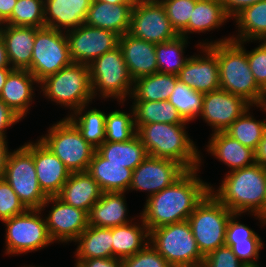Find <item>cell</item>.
Masks as SVG:
<instances>
[{
	"label": "cell",
	"instance_id": "obj_1",
	"mask_svg": "<svg viewBox=\"0 0 266 267\" xmlns=\"http://www.w3.org/2000/svg\"><path fill=\"white\" fill-rule=\"evenodd\" d=\"M199 169L187 170L172 185L146 199L140 216L149 232L163 225L186 221L210 192L212 185L198 177Z\"/></svg>",
	"mask_w": 266,
	"mask_h": 267
},
{
	"label": "cell",
	"instance_id": "obj_2",
	"mask_svg": "<svg viewBox=\"0 0 266 267\" xmlns=\"http://www.w3.org/2000/svg\"><path fill=\"white\" fill-rule=\"evenodd\" d=\"M221 186L210 192L232 213L250 212L263 225L266 198V168L258 163L225 174Z\"/></svg>",
	"mask_w": 266,
	"mask_h": 267
},
{
	"label": "cell",
	"instance_id": "obj_3",
	"mask_svg": "<svg viewBox=\"0 0 266 267\" xmlns=\"http://www.w3.org/2000/svg\"><path fill=\"white\" fill-rule=\"evenodd\" d=\"M244 43L224 37L197 45L208 46L217 55L220 89L243 97L252 106H260L264 91L257 85L250 70Z\"/></svg>",
	"mask_w": 266,
	"mask_h": 267
},
{
	"label": "cell",
	"instance_id": "obj_4",
	"mask_svg": "<svg viewBox=\"0 0 266 267\" xmlns=\"http://www.w3.org/2000/svg\"><path fill=\"white\" fill-rule=\"evenodd\" d=\"M186 124L151 123L137 128L149 156L170 159L180 163L186 170L200 167L202 158L193 140L187 135Z\"/></svg>",
	"mask_w": 266,
	"mask_h": 267
},
{
	"label": "cell",
	"instance_id": "obj_5",
	"mask_svg": "<svg viewBox=\"0 0 266 267\" xmlns=\"http://www.w3.org/2000/svg\"><path fill=\"white\" fill-rule=\"evenodd\" d=\"M40 92L52 102L75 111L91 103L93 98L89 66L72 62L57 73L42 80Z\"/></svg>",
	"mask_w": 266,
	"mask_h": 267
},
{
	"label": "cell",
	"instance_id": "obj_6",
	"mask_svg": "<svg viewBox=\"0 0 266 267\" xmlns=\"http://www.w3.org/2000/svg\"><path fill=\"white\" fill-rule=\"evenodd\" d=\"M89 66L93 98L118 99L124 103L132 95L134 80L131 78L121 49L116 47L96 58Z\"/></svg>",
	"mask_w": 266,
	"mask_h": 267
},
{
	"label": "cell",
	"instance_id": "obj_7",
	"mask_svg": "<svg viewBox=\"0 0 266 267\" xmlns=\"http://www.w3.org/2000/svg\"><path fill=\"white\" fill-rule=\"evenodd\" d=\"M149 242L172 267H195L203 263L204 256L187 220L151 230Z\"/></svg>",
	"mask_w": 266,
	"mask_h": 267
},
{
	"label": "cell",
	"instance_id": "obj_8",
	"mask_svg": "<svg viewBox=\"0 0 266 267\" xmlns=\"http://www.w3.org/2000/svg\"><path fill=\"white\" fill-rule=\"evenodd\" d=\"M232 214L209 192L187 219L198 249L204 257L225 245L226 227Z\"/></svg>",
	"mask_w": 266,
	"mask_h": 267
},
{
	"label": "cell",
	"instance_id": "obj_9",
	"mask_svg": "<svg viewBox=\"0 0 266 267\" xmlns=\"http://www.w3.org/2000/svg\"><path fill=\"white\" fill-rule=\"evenodd\" d=\"M39 139L71 173L87 172L89 163L95 152L80 134L78 129L63 118L47 130Z\"/></svg>",
	"mask_w": 266,
	"mask_h": 267
},
{
	"label": "cell",
	"instance_id": "obj_10",
	"mask_svg": "<svg viewBox=\"0 0 266 267\" xmlns=\"http://www.w3.org/2000/svg\"><path fill=\"white\" fill-rule=\"evenodd\" d=\"M4 179L27 209H40L48 198L41 190L33 159V142L10 152Z\"/></svg>",
	"mask_w": 266,
	"mask_h": 267
},
{
	"label": "cell",
	"instance_id": "obj_11",
	"mask_svg": "<svg viewBox=\"0 0 266 267\" xmlns=\"http://www.w3.org/2000/svg\"><path fill=\"white\" fill-rule=\"evenodd\" d=\"M2 222L6 226L5 253L8 255L27 254L54 243L45 219L41 218V209H27Z\"/></svg>",
	"mask_w": 266,
	"mask_h": 267
},
{
	"label": "cell",
	"instance_id": "obj_12",
	"mask_svg": "<svg viewBox=\"0 0 266 267\" xmlns=\"http://www.w3.org/2000/svg\"><path fill=\"white\" fill-rule=\"evenodd\" d=\"M71 63L65 32L46 26L38 28L34 39L31 67L28 70L37 81L40 83Z\"/></svg>",
	"mask_w": 266,
	"mask_h": 267
},
{
	"label": "cell",
	"instance_id": "obj_13",
	"mask_svg": "<svg viewBox=\"0 0 266 267\" xmlns=\"http://www.w3.org/2000/svg\"><path fill=\"white\" fill-rule=\"evenodd\" d=\"M128 34L154 44L168 42L179 36L158 0L139 1L133 7Z\"/></svg>",
	"mask_w": 266,
	"mask_h": 267
},
{
	"label": "cell",
	"instance_id": "obj_14",
	"mask_svg": "<svg viewBox=\"0 0 266 267\" xmlns=\"http://www.w3.org/2000/svg\"><path fill=\"white\" fill-rule=\"evenodd\" d=\"M72 62L89 65L118 47L119 35L110 30L83 24L65 32Z\"/></svg>",
	"mask_w": 266,
	"mask_h": 267
},
{
	"label": "cell",
	"instance_id": "obj_15",
	"mask_svg": "<svg viewBox=\"0 0 266 267\" xmlns=\"http://www.w3.org/2000/svg\"><path fill=\"white\" fill-rule=\"evenodd\" d=\"M186 171L176 161L148 156L133 170L132 182L128 191H147L149 198L172 185Z\"/></svg>",
	"mask_w": 266,
	"mask_h": 267
},
{
	"label": "cell",
	"instance_id": "obj_16",
	"mask_svg": "<svg viewBox=\"0 0 266 267\" xmlns=\"http://www.w3.org/2000/svg\"><path fill=\"white\" fill-rule=\"evenodd\" d=\"M49 203L53 206L45 221L54 242H72L88 227V214L85 211L64 203L57 196L48 197L41 206V211Z\"/></svg>",
	"mask_w": 266,
	"mask_h": 267
},
{
	"label": "cell",
	"instance_id": "obj_17",
	"mask_svg": "<svg viewBox=\"0 0 266 267\" xmlns=\"http://www.w3.org/2000/svg\"><path fill=\"white\" fill-rule=\"evenodd\" d=\"M252 105L243 97L218 89L204 94L201 118L213 128V133L225 131Z\"/></svg>",
	"mask_w": 266,
	"mask_h": 267
},
{
	"label": "cell",
	"instance_id": "obj_18",
	"mask_svg": "<svg viewBox=\"0 0 266 267\" xmlns=\"http://www.w3.org/2000/svg\"><path fill=\"white\" fill-rule=\"evenodd\" d=\"M202 48L203 56L188 57L177 74L178 80L203 94L220 89L217 55L208 46Z\"/></svg>",
	"mask_w": 266,
	"mask_h": 267
},
{
	"label": "cell",
	"instance_id": "obj_19",
	"mask_svg": "<svg viewBox=\"0 0 266 267\" xmlns=\"http://www.w3.org/2000/svg\"><path fill=\"white\" fill-rule=\"evenodd\" d=\"M33 159L41 190L47 197L57 196L71 172L40 140L33 142Z\"/></svg>",
	"mask_w": 266,
	"mask_h": 267
},
{
	"label": "cell",
	"instance_id": "obj_20",
	"mask_svg": "<svg viewBox=\"0 0 266 267\" xmlns=\"http://www.w3.org/2000/svg\"><path fill=\"white\" fill-rule=\"evenodd\" d=\"M118 47L121 49L130 76L134 81L158 72L156 44L125 33L119 37Z\"/></svg>",
	"mask_w": 266,
	"mask_h": 267
},
{
	"label": "cell",
	"instance_id": "obj_21",
	"mask_svg": "<svg viewBox=\"0 0 266 267\" xmlns=\"http://www.w3.org/2000/svg\"><path fill=\"white\" fill-rule=\"evenodd\" d=\"M91 3L92 0H44L45 26L63 32L73 30L84 24Z\"/></svg>",
	"mask_w": 266,
	"mask_h": 267
},
{
	"label": "cell",
	"instance_id": "obj_22",
	"mask_svg": "<svg viewBox=\"0 0 266 267\" xmlns=\"http://www.w3.org/2000/svg\"><path fill=\"white\" fill-rule=\"evenodd\" d=\"M37 29L36 27L3 24L0 36L6 45L7 56L12 69H30Z\"/></svg>",
	"mask_w": 266,
	"mask_h": 267
},
{
	"label": "cell",
	"instance_id": "obj_23",
	"mask_svg": "<svg viewBox=\"0 0 266 267\" xmlns=\"http://www.w3.org/2000/svg\"><path fill=\"white\" fill-rule=\"evenodd\" d=\"M33 83L39 84L28 70L13 69L0 94V100L21 119L27 116L35 95Z\"/></svg>",
	"mask_w": 266,
	"mask_h": 267
},
{
	"label": "cell",
	"instance_id": "obj_24",
	"mask_svg": "<svg viewBox=\"0 0 266 267\" xmlns=\"http://www.w3.org/2000/svg\"><path fill=\"white\" fill-rule=\"evenodd\" d=\"M133 7L92 0L84 24L110 30L119 36L128 33Z\"/></svg>",
	"mask_w": 266,
	"mask_h": 267
},
{
	"label": "cell",
	"instance_id": "obj_25",
	"mask_svg": "<svg viewBox=\"0 0 266 267\" xmlns=\"http://www.w3.org/2000/svg\"><path fill=\"white\" fill-rule=\"evenodd\" d=\"M207 146L208 153L230 167V171L242 169L255 163V152L249 147L243 146L225 131L211 134Z\"/></svg>",
	"mask_w": 266,
	"mask_h": 267
},
{
	"label": "cell",
	"instance_id": "obj_26",
	"mask_svg": "<svg viewBox=\"0 0 266 267\" xmlns=\"http://www.w3.org/2000/svg\"><path fill=\"white\" fill-rule=\"evenodd\" d=\"M102 194L99 184L87 172H78L70 174L57 197L89 214Z\"/></svg>",
	"mask_w": 266,
	"mask_h": 267
},
{
	"label": "cell",
	"instance_id": "obj_27",
	"mask_svg": "<svg viewBox=\"0 0 266 267\" xmlns=\"http://www.w3.org/2000/svg\"><path fill=\"white\" fill-rule=\"evenodd\" d=\"M87 173L99 184L103 193H125L131 185L133 170L122 164L109 163L95 150Z\"/></svg>",
	"mask_w": 266,
	"mask_h": 267
},
{
	"label": "cell",
	"instance_id": "obj_28",
	"mask_svg": "<svg viewBox=\"0 0 266 267\" xmlns=\"http://www.w3.org/2000/svg\"><path fill=\"white\" fill-rule=\"evenodd\" d=\"M124 192H106L92 206L88 214V225L112 228L132 222L128 220ZM127 212V213H126Z\"/></svg>",
	"mask_w": 266,
	"mask_h": 267
},
{
	"label": "cell",
	"instance_id": "obj_29",
	"mask_svg": "<svg viewBox=\"0 0 266 267\" xmlns=\"http://www.w3.org/2000/svg\"><path fill=\"white\" fill-rule=\"evenodd\" d=\"M74 242L78 243L75 266L83 259L113 258L112 228L88 225Z\"/></svg>",
	"mask_w": 266,
	"mask_h": 267
},
{
	"label": "cell",
	"instance_id": "obj_30",
	"mask_svg": "<svg viewBox=\"0 0 266 267\" xmlns=\"http://www.w3.org/2000/svg\"><path fill=\"white\" fill-rule=\"evenodd\" d=\"M139 218L142 222L141 225L130 222L122 226L112 227L113 257L123 259L133 256L149 243L150 232L141 216Z\"/></svg>",
	"mask_w": 266,
	"mask_h": 267
},
{
	"label": "cell",
	"instance_id": "obj_31",
	"mask_svg": "<svg viewBox=\"0 0 266 267\" xmlns=\"http://www.w3.org/2000/svg\"><path fill=\"white\" fill-rule=\"evenodd\" d=\"M229 18L221 0H196L189 24L179 35L188 39L187 34L206 33L221 27Z\"/></svg>",
	"mask_w": 266,
	"mask_h": 267
},
{
	"label": "cell",
	"instance_id": "obj_32",
	"mask_svg": "<svg viewBox=\"0 0 266 267\" xmlns=\"http://www.w3.org/2000/svg\"><path fill=\"white\" fill-rule=\"evenodd\" d=\"M177 81V75L160 72L137 78L130 98L133 101L169 100Z\"/></svg>",
	"mask_w": 266,
	"mask_h": 267
},
{
	"label": "cell",
	"instance_id": "obj_33",
	"mask_svg": "<svg viewBox=\"0 0 266 267\" xmlns=\"http://www.w3.org/2000/svg\"><path fill=\"white\" fill-rule=\"evenodd\" d=\"M96 151L109 163L122 164L131 170L138 167L149 156L137 135L125 142L105 141Z\"/></svg>",
	"mask_w": 266,
	"mask_h": 267
},
{
	"label": "cell",
	"instance_id": "obj_34",
	"mask_svg": "<svg viewBox=\"0 0 266 267\" xmlns=\"http://www.w3.org/2000/svg\"><path fill=\"white\" fill-rule=\"evenodd\" d=\"M87 106L89 105L81 106L66 118L78 129L82 137L97 149L105 142L106 113L96 108L85 111Z\"/></svg>",
	"mask_w": 266,
	"mask_h": 267
},
{
	"label": "cell",
	"instance_id": "obj_35",
	"mask_svg": "<svg viewBox=\"0 0 266 267\" xmlns=\"http://www.w3.org/2000/svg\"><path fill=\"white\" fill-rule=\"evenodd\" d=\"M234 19L238 26V36H231L233 41L266 40V0L244 8Z\"/></svg>",
	"mask_w": 266,
	"mask_h": 267
},
{
	"label": "cell",
	"instance_id": "obj_36",
	"mask_svg": "<svg viewBox=\"0 0 266 267\" xmlns=\"http://www.w3.org/2000/svg\"><path fill=\"white\" fill-rule=\"evenodd\" d=\"M134 122L136 129L151 123L185 124L176 108L168 101H134Z\"/></svg>",
	"mask_w": 266,
	"mask_h": 267
},
{
	"label": "cell",
	"instance_id": "obj_37",
	"mask_svg": "<svg viewBox=\"0 0 266 267\" xmlns=\"http://www.w3.org/2000/svg\"><path fill=\"white\" fill-rule=\"evenodd\" d=\"M187 40L179 35L171 41L156 44L158 72L175 75L179 73L188 60L187 57H183L186 49L184 47L188 44Z\"/></svg>",
	"mask_w": 266,
	"mask_h": 267
},
{
	"label": "cell",
	"instance_id": "obj_38",
	"mask_svg": "<svg viewBox=\"0 0 266 267\" xmlns=\"http://www.w3.org/2000/svg\"><path fill=\"white\" fill-rule=\"evenodd\" d=\"M250 109L251 107L237 118L225 132L243 146L255 151L266 130V119L257 121L253 115H250Z\"/></svg>",
	"mask_w": 266,
	"mask_h": 267
},
{
	"label": "cell",
	"instance_id": "obj_39",
	"mask_svg": "<svg viewBox=\"0 0 266 267\" xmlns=\"http://www.w3.org/2000/svg\"><path fill=\"white\" fill-rule=\"evenodd\" d=\"M204 94L197 92L181 81H177L169 102L176 108L185 121H192L200 116Z\"/></svg>",
	"mask_w": 266,
	"mask_h": 267
},
{
	"label": "cell",
	"instance_id": "obj_40",
	"mask_svg": "<svg viewBox=\"0 0 266 267\" xmlns=\"http://www.w3.org/2000/svg\"><path fill=\"white\" fill-rule=\"evenodd\" d=\"M4 24L36 28L45 27L44 0H17L11 17Z\"/></svg>",
	"mask_w": 266,
	"mask_h": 267
},
{
	"label": "cell",
	"instance_id": "obj_41",
	"mask_svg": "<svg viewBox=\"0 0 266 267\" xmlns=\"http://www.w3.org/2000/svg\"><path fill=\"white\" fill-rule=\"evenodd\" d=\"M130 113L115 110L106 114L105 141L125 142L137 135L133 108Z\"/></svg>",
	"mask_w": 266,
	"mask_h": 267
},
{
	"label": "cell",
	"instance_id": "obj_42",
	"mask_svg": "<svg viewBox=\"0 0 266 267\" xmlns=\"http://www.w3.org/2000/svg\"><path fill=\"white\" fill-rule=\"evenodd\" d=\"M172 27L180 34L189 24L196 0H159Z\"/></svg>",
	"mask_w": 266,
	"mask_h": 267
},
{
	"label": "cell",
	"instance_id": "obj_43",
	"mask_svg": "<svg viewBox=\"0 0 266 267\" xmlns=\"http://www.w3.org/2000/svg\"><path fill=\"white\" fill-rule=\"evenodd\" d=\"M26 210L9 183L5 179L0 180V220L10 219Z\"/></svg>",
	"mask_w": 266,
	"mask_h": 267
},
{
	"label": "cell",
	"instance_id": "obj_44",
	"mask_svg": "<svg viewBox=\"0 0 266 267\" xmlns=\"http://www.w3.org/2000/svg\"><path fill=\"white\" fill-rule=\"evenodd\" d=\"M122 267H172L150 242L138 253L122 259Z\"/></svg>",
	"mask_w": 266,
	"mask_h": 267
},
{
	"label": "cell",
	"instance_id": "obj_45",
	"mask_svg": "<svg viewBox=\"0 0 266 267\" xmlns=\"http://www.w3.org/2000/svg\"><path fill=\"white\" fill-rule=\"evenodd\" d=\"M250 70L257 85L266 91V40H261L258 47L247 51Z\"/></svg>",
	"mask_w": 266,
	"mask_h": 267
},
{
	"label": "cell",
	"instance_id": "obj_46",
	"mask_svg": "<svg viewBox=\"0 0 266 267\" xmlns=\"http://www.w3.org/2000/svg\"><path fill=\"white\" fill-rule=\"evenodd\" d=\"M231 247L236 257L247 267H260L257 264L259 252L264 247L261 239H248V242L242 243H225Z\"/></svg>",
	"mask_w": 266,
	"mask_h": 267
},
{
	"label": "cell",
	"instance_id": "obj_47",
	"mask_svg": "<svg viewBox=\"0 0 266 267\" xmlns=\"http://www.w3.org/2000/svg\"><path fill=\"white\" fill-rule=\"evenodd\" d=\"M203 267H247L233 253L231 247L221 246L203 259Z\"/></svg>",
	"mask_w": 266,
	"mask_h": 267
},
{
	"label": "cell",
	"instance_id": "obj_48",
	"mask_svg": "<svg viewBox=\"0 0 266 267\" xmlns=\"http://www.w3.org/2000/svg\"><path fill=\"white\" fill-rule=\"evenodd\" d=\"M241 214L233 213L227 223L225 243L248 242V239H261L258 234L247 225L238 222Z\"/></svg>",
	"mask_w": 266,
	"mask_h": 267
},
{
	"label": "cell",
	"instance_id": "obj_49",
	"mask_svg": "<svg viewBox=\"0 0 266 267\" xmlns=\"http://www.w3.org/2000/svg\"><path fill=\"white\" fill-rule=\"evenodd\" d=\"M21 118L0 100V138L6 139V128L15 125Z\"/></svg>",
	"mask_w": 266,
	"mask_h": 267
},
{
	"label": "cell",
	"instance_id": "obj_50",
	"mask_svg": "<svg viewBox=\"0 0 266 267\" xmlns=\"http://www.w3.org/2000/svg\"><path fill=\"white\" fill-rule=\"evenodd\" d=\"M263 0H221L223 8L226 14L234 18L237 14H239L244 8L252 6Z\"/></svg>",
	"mask_w": 266,
	"mask_h": 267
},
{
	"label": "cell",
	"instance_id": "obj_51",
	"mask_svg": "<svg viewBox=\"0 0 266 267\" xmlns=\"http://www.w3.org/2000/svg\"><path fill=\"white\" fill-rule=\"evenodd\" d=\"M74 267H122L121 258L83 259Z\"/></svg>",
	"mask_w": 266,
	"mask_h": 267
},
{
	"label": "cell",
	"instance_id": "obj_52",
	"mask_svg": "<svg viewBox=\"0 0 266 267\" xmlns=\"http://www.w3.org/2000/svg\"><path fill=\"white\" fill-rule=\"evenodd\" d=\"M254 152H255V163H258L262 167L266 168V130Z\"/></svg>",
	"mask_w": 266,
	"mask_h": 267
},
{
	"label": "cell",
	"instance_id": "obj_53",
	"mask_svg": "<svg viewBox=\"0 0 266 267\" xmlns=\"http://www.w3.org/2000/svg\"><path fill=\"white\" fill-rule=\"evenodd\" d=\"M17 0H0V21L4 24L10 17Z\"/></svg>",
	"mask_w": 266,
	"mask_h": 267
},
{
	"label": "cell",
	"instance_id": "obj_54",
	"mask_svg": "<svg viewBox=\"0 0 266 267\" xmlns=\"http://www.w3.org/2000/svg\"><path fill=\"white\" fill-rule=\"evenodd\" d=\"M7 144L6 139L0 138V180L4 179L6 161L10 153Z\"/></svg>",
	"mask_w": 266,
	"mask_h": 267
},
{
	"label": "cell",
	"instance_id": "obj_55",
	"mask_svg": "<svg viewBox=\"0 0 266 267\" xmlns=\"http://www.w3.org/2000/svg\"><path fill=\"white\" fill-rule=\"evenodd\" d=\"M0 69H12L8 60L6 45L1 36H0Z\"/></svg>",
	"mask_w": 266,
	"mask_h": 267
},
{
	"label": "cell",
	"instance_id": "obj_56",
	"mask_svg": "<svg viewBox=\"0 0 266 267\" xmlns=\"http://www.w3.org/2000/svg\"><path fill=\"white\" fill-rule=\"evenodd\" d=\"M97 1L111 3L112 5H116L119 3L128 4L131 5L132 7H134L139 2L138 0H97Z\"/></svg>",
	"mask_w": 266,
	"mask_h": 267
},
{
	"label": "cell",
	"instance_id": "obj_57",
	"mask_svg": "<svg viewBox=\"0 0 266 267\" xmlns=\"http://www.w3.org/2000/svg\"><path fill=\"white\" fill-rule=\"evenodd\" d=\"M12 70L13 69H0V94L3 90V86L5 85V81Z\"/></svg>",
	"mask_w": 266,
	"mask_h": 267
},
{
	"label": "cell",
	"instance_id": "obj_58",
	"mask_svg": "<svg viewBox=\"0 0 266 267\" xmlns=\"http://www.w3.org/2000/svg\"><path fill=\"white\" fill-rule=\"evenodd\" d=\"M256 107L257 108L261 107L266 112V91L264 92V97H263L261 105L260 106H256Z\"/></svg>",
	"mask_w": 266,
	"mask_h": 267
},
{
	"label": "cell",
	"instance_id": "obj_59",
	"mask_svg": "<svg viewBox=\"0 0 266 267\" xmlns=\"http://www.w3.org/2000/svg\"><path fill=\"white\" fill-rule=\"evenodd\" d=\"M264 219L266 220V198H265V203H264Z\"/></svg>",
	"mask_w": 266,
	"mask_h": 267
},
{
	"label": "cell",
	"instance_id": "obj_60",
	"mask_svg": "<svg viewBox=\"0 0 266 267\" xmlns=\"http://www.w3.org/2000/svg\"><path fill=\"white\" fill-rule=\"evenodd\" d=\"M3 27V23L0 21V30L2 29Z\"/></svg>",
	"mask_w": 266,
	"mask_h": 267
}]
</instances>
